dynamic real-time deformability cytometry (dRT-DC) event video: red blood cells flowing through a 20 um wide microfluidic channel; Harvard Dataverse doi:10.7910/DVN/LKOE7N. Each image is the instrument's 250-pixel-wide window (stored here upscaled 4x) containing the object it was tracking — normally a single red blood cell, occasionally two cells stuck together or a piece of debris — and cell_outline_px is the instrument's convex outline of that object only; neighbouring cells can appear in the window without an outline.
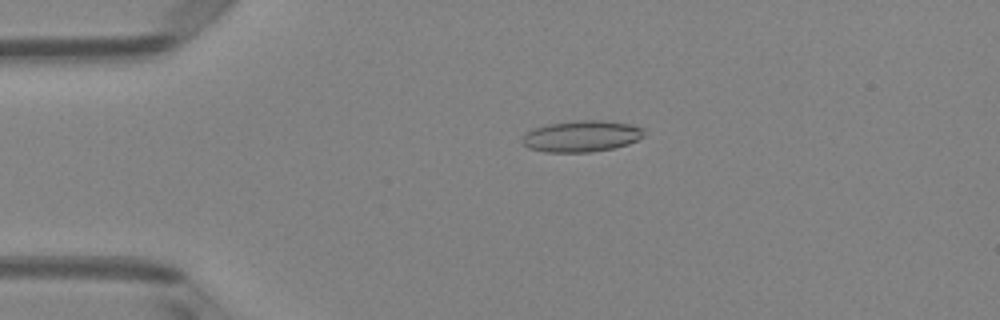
{"species": "Egyptian fruit bat (a non-hibernating species)", "species_latin": "Rousettus aegyptiacus", "temperature_condition": "room temperature", "stored_images_in_passage": 2, "camera_frame_rate_fps": 3000, "um_per_image_px": 0.085, "animal": {"sex": "female"}, "frame": {"image": 1, "passage_image": 1, "time_ms": 0.0, "image_size_px": [1000, 320], "cell_outline_px": [[644, 136], [628, 144], [612, 148], [592, 152], [544, 152], [528, 148], [520, 140], [532, 128], [548, 124], [572, 120], [604, 120], [632, 124], [644, 128]], "centroid_in_image_um": [49.43, 11.57], "position_along_channel_um": 35.6, "area_um2": 22.43}}